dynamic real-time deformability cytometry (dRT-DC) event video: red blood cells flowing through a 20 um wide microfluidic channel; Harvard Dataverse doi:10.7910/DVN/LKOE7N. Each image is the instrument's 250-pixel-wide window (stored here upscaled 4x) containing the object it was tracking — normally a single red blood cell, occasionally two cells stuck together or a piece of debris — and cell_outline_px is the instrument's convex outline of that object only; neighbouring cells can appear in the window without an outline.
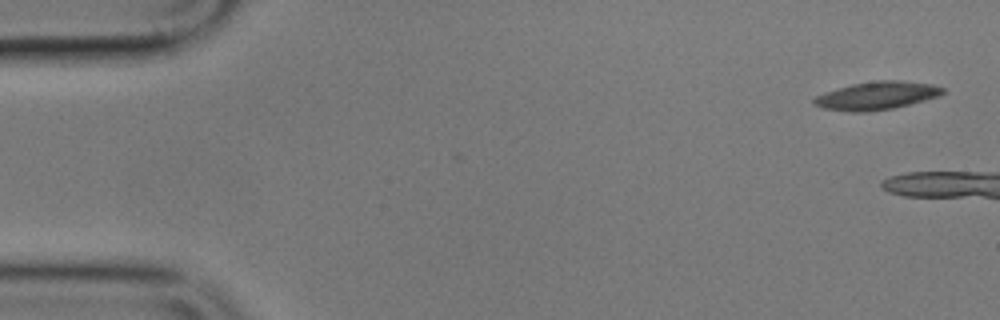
{"species": "common noctule bat (a hibernating species)", "species_latin": "Nyctalus noctula", "temperature_condition": "cold", "stored_images_in_passage": 7, "camera_frame_rate_fps": 3000, "um_per_image_px": 0.085, "animal": {"sex": "male", "body_mass_g": 17.9}, "frame": {"image": 1, "passage_image": 1, "time_ms": 0.0, "image_size_px": [1000, 320], "cell_outline_px": [[948, 92], [940, 96], [892, 108], [868, 112], [848, 112], [824, 108], [812, 104], [812, 100], [816, 96], [852, 84], [880, 80], [900, 80], [932, 84], [944, 88]], "centroid_in_image_um": [74.56, 8.13], "position_along_channel_um": 10.4, "area_um2": 20.92}}
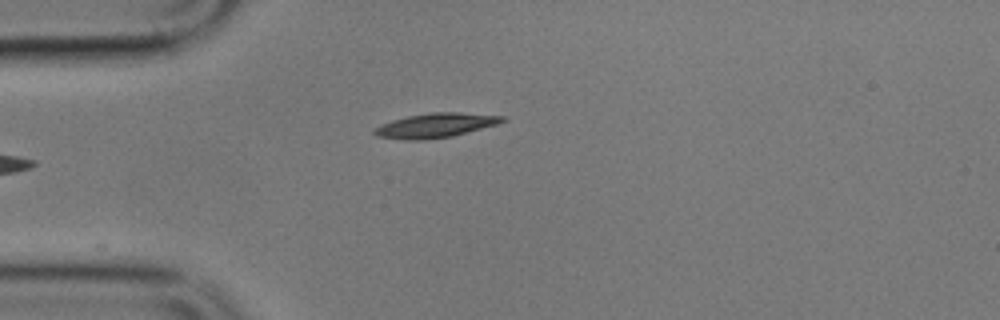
{"frame": {"image": 2, "passage_image": 7, "time_ms": 8.0, "image_size_px": [1000, 320], "cell_outline_px": [[508, 120], [496, 124], [452, 136], [424, 140], [404, 140], [376, 136], [372, 132], [380, 124], [392, 120], [408, 116], [432, 112], [460, 112], [504, 116]], "centroid_in_image_um": [37.0, 10.66], "position_along_channel_um": 48.0, "area_um2": 18.15}}